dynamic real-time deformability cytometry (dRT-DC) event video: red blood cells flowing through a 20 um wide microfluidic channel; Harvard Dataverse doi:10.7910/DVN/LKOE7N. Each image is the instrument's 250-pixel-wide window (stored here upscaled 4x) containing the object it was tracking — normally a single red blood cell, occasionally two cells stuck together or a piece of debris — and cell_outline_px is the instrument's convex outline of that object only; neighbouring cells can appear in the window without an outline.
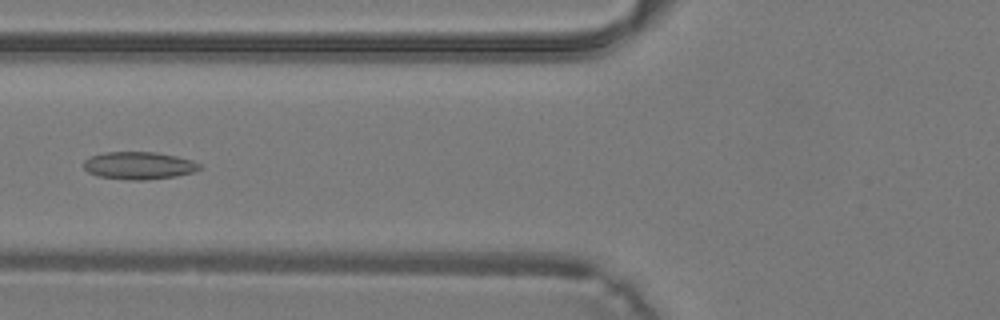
{"species": "common noctule bat (a hibernating species)", "species_latin": "Nyctalus noctula", "temperature_condition": "warm", "stored_images_in_passage": 25, "camera_frame_rate_fps": 3000, "um_per_image_px": 0.085, "animal": {"sex": "male", "body_mass_g": 19.2, "forearm_length_mm": 51.8}, "frame": {"image": 1, "passage_image": 8, "time_ms": 2.333, "image_size_px": [1000, 320], "cell_outline_px": [[204, 168], [192, 172], [176, 176], [144, 180], [128, 180], [96, 176], [88, 172], [84, 168], [84, 160], [92, 156], [104, 152], [156, 152], [176, 156], [192, 160], [200, 164]], "centroid_in_image_um": [11.81, 14.07], "position_along_channel_um": 114.0, "area_um2": 18.67}}
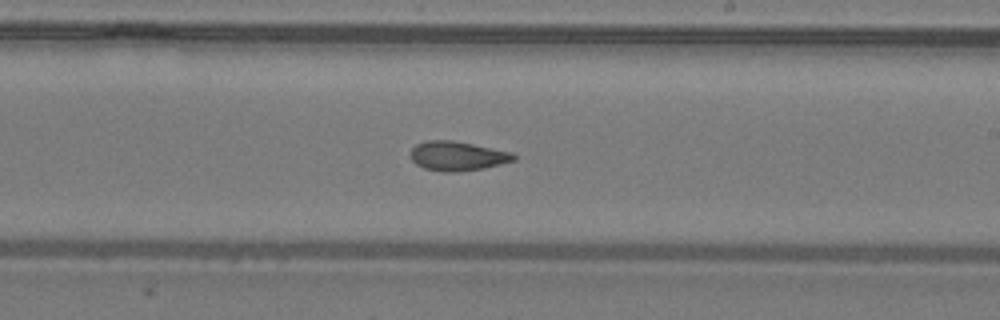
{"frame": {"image": 2, "passage_image": 16, "time_ms": 5.0, "image_size_px": [1000, 320], "cell_outline_px": [[516, 160], [484, 168], [456, 172], [444, 172], [424, 168], [416, 164], [412, 160], [412, 148], [416, 144], [428, 140], [452, 140], [512, 152], [516, 156]], "centroid_in_image_um": [38.89, 13.26], "position_along_channel_um": 250.1, "area_um2": 17.51}}
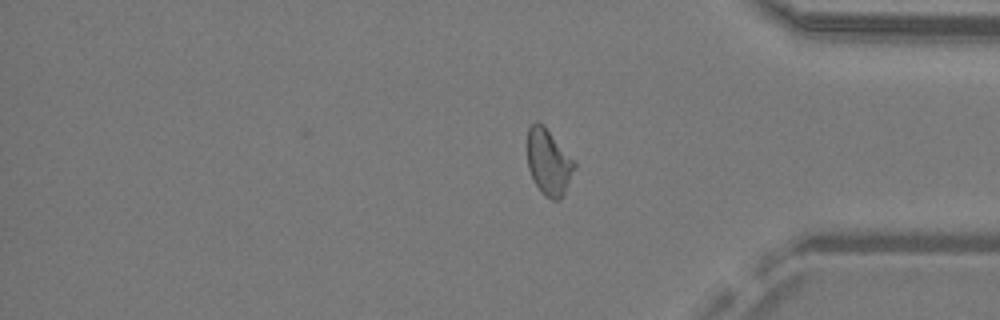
{"frame": {"image": 3, "passage_image": 25, "time_ms": 8.0, "image_size_px": [1000, 320], "cell_outline_px": [[576, 164], [564, 196], [560, 200], [552, 200], [544, 196], [536, 184], [528, 168], [528, 128], [536, 120], [544, 124], [576, 160]], "centroid_in_image_um": [46.67, 13.76], "position_along_channel_um": 388.5, "area_um2": 18.44}}